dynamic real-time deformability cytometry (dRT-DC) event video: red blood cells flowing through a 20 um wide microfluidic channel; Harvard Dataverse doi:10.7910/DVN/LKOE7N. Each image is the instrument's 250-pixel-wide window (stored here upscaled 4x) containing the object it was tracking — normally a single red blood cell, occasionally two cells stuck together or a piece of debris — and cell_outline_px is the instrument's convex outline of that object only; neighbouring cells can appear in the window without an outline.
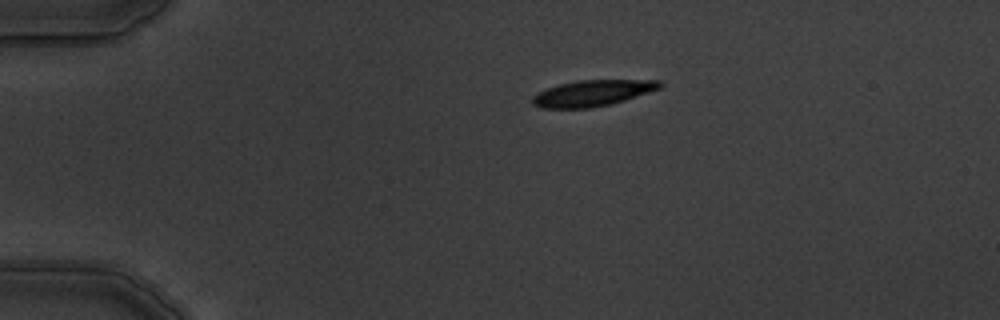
{"species": "common noctule bat (a hibernating species)", "species_latin": "Nyctalus noctula", "temperature_condition": "warm", "stored_images_in_passage": 3, "camera_frame_rate_fps": 3000, "um_per_image_px": 0.085, "animal": {"sex": "male", "body_mass_g": 19.5, "forearm_length_mm": 54.6}, "frame": {"image": 1, "passage_image": 1, "time_ms": 0.0, "image_size_px": [1000, 320], "cell_outline_px": [[664, 84], [660, 88], [612, 104], [592, 108], [540, 108], [532, 104], [532, 96], [536, 92], [560, 84], [576, 80], [660, 80]], "centroid_in_image_um": [50.33, 7.92], "position_along_channel_um": 34.7, "area_um2": 19.42}}
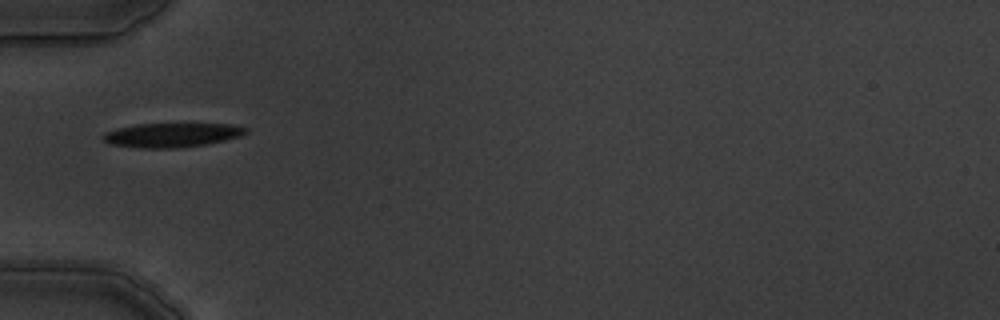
{"frame": {"image": 2, "passage_image": 3, "time_ms": 2.333, "image_size_px": [1000, 320], "cell_outline_px": [[248, 132], [240, 136], [224, 140], [204, 144], [176, 148], [140, 148], [108, 144], [100, 136], [104, 132], [116, 128], [136, 124], [232, 124], [248, 128]], "centroid_in_image_um": [14.55, 11.47], "position_along_channel_um": 70.4, "area_um2": 20.17}}